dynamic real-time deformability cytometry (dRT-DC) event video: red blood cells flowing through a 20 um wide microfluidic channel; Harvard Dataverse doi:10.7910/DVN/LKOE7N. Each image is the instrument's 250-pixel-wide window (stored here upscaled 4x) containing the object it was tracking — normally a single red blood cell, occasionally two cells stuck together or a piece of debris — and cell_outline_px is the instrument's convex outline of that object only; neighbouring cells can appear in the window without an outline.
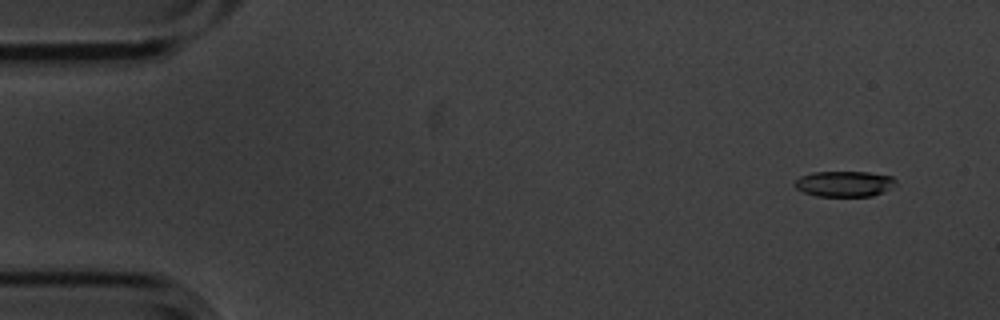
{"species": "common noctule bat (a hibernating species)", "species_latin": "Nyctalus noctula", "temperature_condition": "cold", "stored_images_in_passage": 5, "camera_frame_rate_fps": 3000, "um_per_image_px": 0.085, "animal": {"sex": "male", "body_mass_g": 20.1, "forearm_length_mm": 53.5}, "frame": {"image": 1, "passage_image": 1, "time_ms": 0.0, "image_size_px": [1000, 320], "cell_outline_px": [[896, 184], [892, 188], [872, 196], [816, 196], [804, 192], [796, 188], [792, 184], [800, 176], [812, 172], [868, 172], [892, 176], [896, 180]], "centroid_in_image_um": [71.77, 15.62], "position_along_channel_um": 13.2, "area_um2": 15.2}}
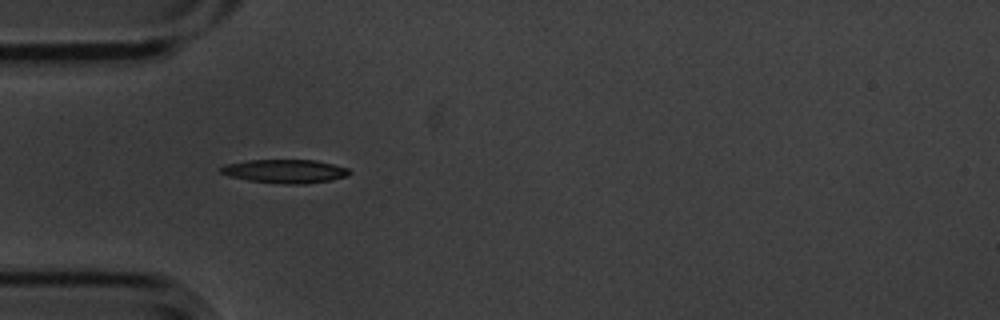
{"frame": {"image": 2, "passage_image": 4, "time_ms": 1.0, "image_size_px": [1000, 320], "cell_outline_px": [[352, 172], [348, 176], [332, 180], [308, 184], [284, 184], [248, 180], [228, 176], [220, 172], [220, 168], [224, 164], [248, 160], [316, 160], [348, 168]], "centroid_in_image_um": [24.24, 14.56], "position_along_channel_um": 60.8, "area_um2": 17.86}}
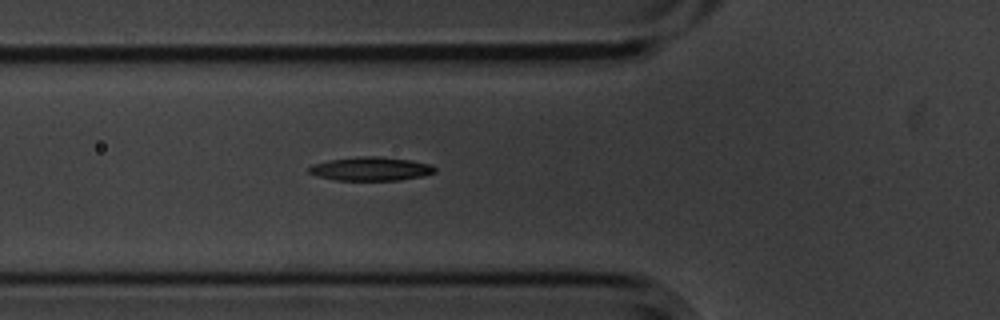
{"frame": {"image": 3, "passage_image": 5, "time_ms": 1.333, "image_size_px": [1000, 320], "cell_outline_px": [[436, 172], [424, 176], [400, 180], [336, 180], [320, 176], [308, 172], [308, 168], [312, 164], [328, 160], [356, 156], [380, 156], [412, 160], [428, 164], [436, 168]], "centroid_in_image_um": [31.53, 14.34], "position_along_channel_um": 94.3, "area_um2": 17.46}}